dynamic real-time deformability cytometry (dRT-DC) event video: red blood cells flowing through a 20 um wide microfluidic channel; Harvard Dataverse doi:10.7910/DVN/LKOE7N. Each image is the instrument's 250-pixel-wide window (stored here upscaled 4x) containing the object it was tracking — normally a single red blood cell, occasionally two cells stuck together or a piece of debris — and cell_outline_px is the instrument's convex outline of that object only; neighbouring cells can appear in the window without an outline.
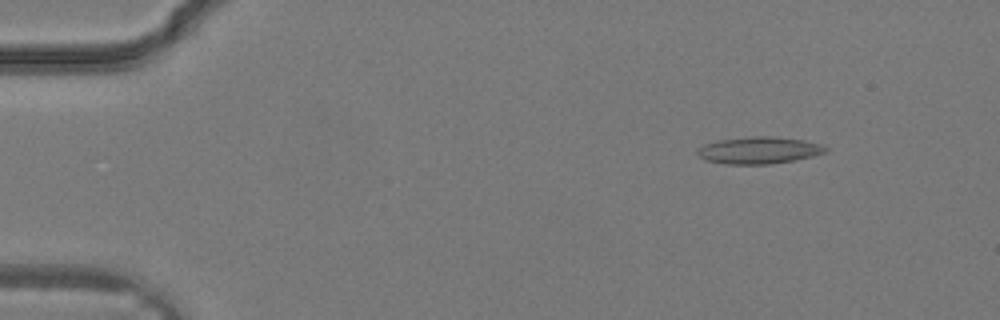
{"species": "common noctule bat (a hibernating species)", "species_latin": "Nyctalus noctula", "temperature_condition": "warm", "stored_images_in_passage": 8, "camera_frame_rate_fps": 3000, "um_per_image_px": 0.085, "animal": {"sex": "male", "body_mass_g": 19.2, "forearm_length_mm": 51.8}, "frame": {"image": 1, "passage_image": 1, "time_ms": 0.0, "image_size_px": [1000, 320], "cell_outline_px": [[828, 152], [812, 156], [772, 164], [724, 164], [704, 160], [696, 152], [704, 144], [720, 140], [752, 136], [772, 136], [804, 140], [820, 144], [828, 148]], "centroid_in_image_um": [64.52, 12.77], "position_along_channel_um": 20.5, "area_um2": 20.06}}
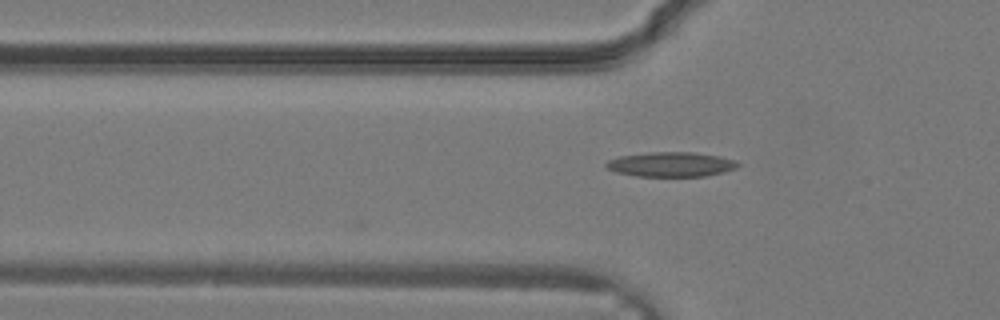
{"frame": {"image": 2, "passage_image": 8, "time_ms": 2.333, "image_size_px": [1000, 320], "cell_outline_px": [[740, 164], [736, 168], [724, 172], [704, 176], [636, 176], [616, 172], [608, 168], [604, 164], [608, 160], [620, 156], [648, 152], [692, 152], [720, 156], [736, 160]], "centroid_in_image_um": [57.05, 13.96], "position_along_channel_um": 68.8, "area_um2": 18.96}}